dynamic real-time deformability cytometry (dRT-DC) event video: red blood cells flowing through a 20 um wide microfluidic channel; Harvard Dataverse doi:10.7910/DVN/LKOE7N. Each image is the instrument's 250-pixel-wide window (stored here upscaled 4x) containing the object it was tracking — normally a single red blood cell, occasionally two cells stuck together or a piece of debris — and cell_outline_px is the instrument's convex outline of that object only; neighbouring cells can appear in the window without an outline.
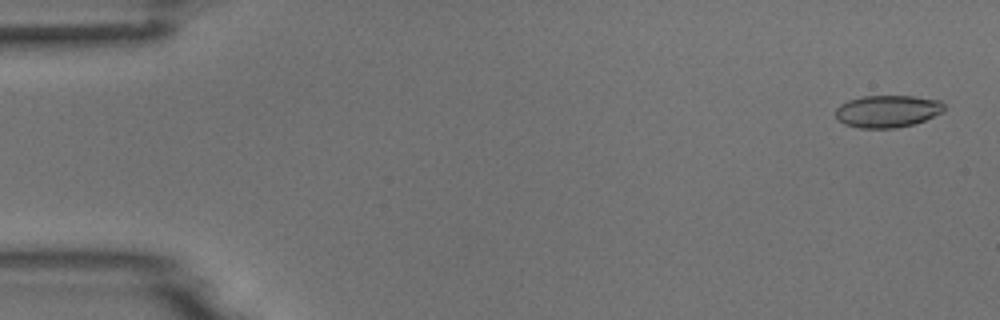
{"species": "common noctule bat (a hibernating species)", "species_latin": "Nyctalus noctula", "temperature_condition": "room temperature", "stored_images_in_passage": 4, "camera_frame_rate_fps": 3000, "um_per_image_px": 0.085, "animal": {"sex": "male", "body_mass_g": 18.8}, "frame": {"image": 1, "passage_image": 1, "time_ms": 0.0, "image_size_px": [1000, 320], "cell_outline_px": [[944, 108], [940, 112], [924, 120], [912, 124], [896, 128], [860, 128], [844, 124], [836, 116], [836, 108], [840, 104], [848, 100], [860, 96], [912, 96], [940, 100], [944, 104]], "centroid_in_image_um": [75.4, 9.45], "position_along_channel_um": 9.6, "area_um2": 20.23}}
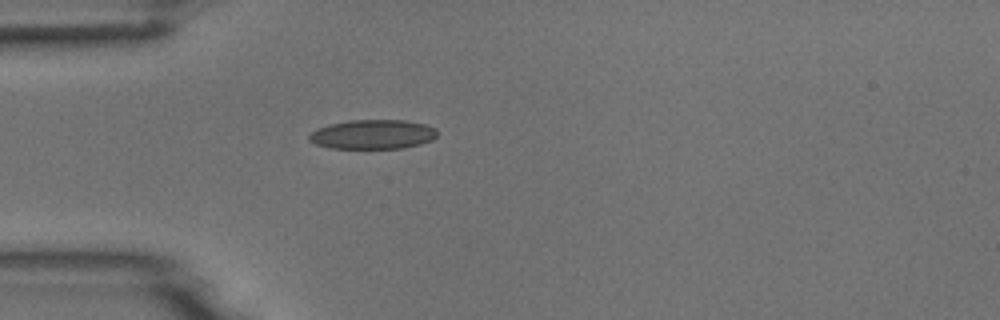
{"frame": {"image": 2, "passage_image": 4, "time_ms": 1.0, "image_size_px": [1000, 320], "cell_outline_px": [[436, 136], [432, 140], [420, 144], [404, 148], [328, 148], [316, 144], [308, 140], [308, 136], [316, 128], [328, 124], [348, 120], [404, 120], [424, 124], [436, 128]], "centroid_in_image_um": [31.66, 11.42], "position_along_channel_um": 53.3, "area_um2": 22.02}}